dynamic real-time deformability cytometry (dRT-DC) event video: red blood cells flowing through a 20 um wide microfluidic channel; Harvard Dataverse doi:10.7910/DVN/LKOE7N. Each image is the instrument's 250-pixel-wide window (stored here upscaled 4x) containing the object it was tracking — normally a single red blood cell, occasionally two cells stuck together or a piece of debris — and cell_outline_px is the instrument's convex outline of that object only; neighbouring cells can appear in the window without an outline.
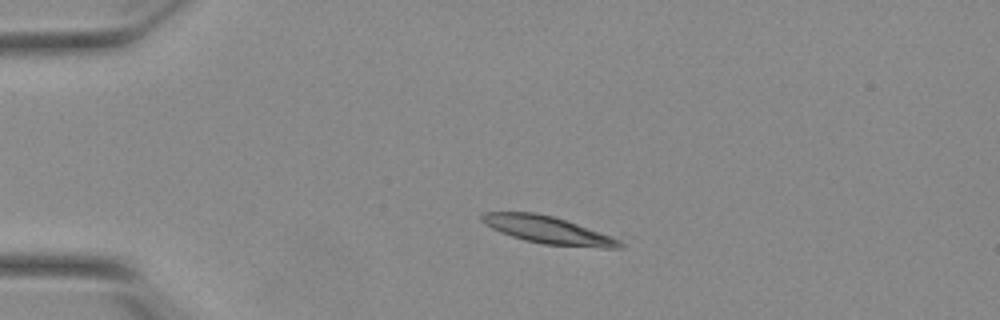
{"species": "Egyptian fruit bat (a non-hibernating species)", "species_latin": "Rousettus aegyptiacus", "temperature_condition": "warm", "stored_images_in_passage": 52, "camera_frame_rate_fps": 3000, "um_per_image_px": 0.085, "animal": {"sex": "female"}, "frame": {"image": 1, "passage_image": 11, "time_ms": 3.333, "image_size_px": [1000, 320], "cell_outline_px": [[624, 248], [604, 248], [544, 244], [524, 240], [500, 232], [484, 224], [480, 220], [480, 216], [484, 212], [536, 212], [552, 216], [576, 224], [620, 240], [624, 244]], "centroid_in_image_um": [46.52, 19.55], "position_along_channel_um": 38.5, "area_um2": 21.68}}
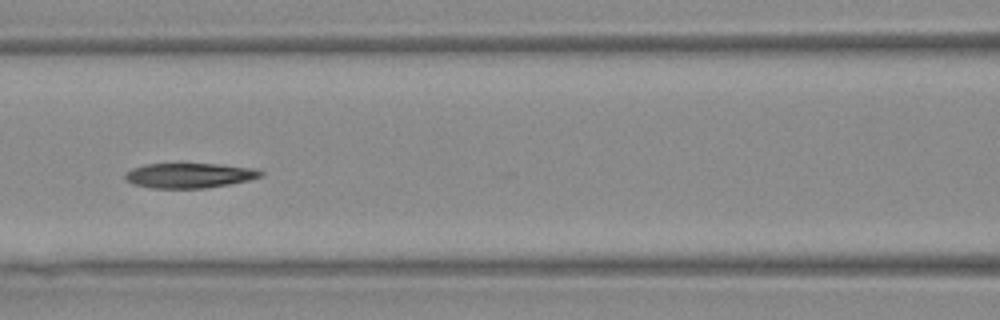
{"frame": {"image": 2, "passage_image": 23, "time_ms": 7.333, "image_size_px": [1000, 320], "cell_outline_px": [[264, 176], [248, 180], [228, 184], [204, 188], [152, 188], [132, 184], [124, 180], [124, 172], [132, 168], [144, 164], [220, 164], [256, 168], [264, 172]], "centroid_in_image_um": [16.07, 14.91], "position_along_channel_um": 150.5, "area_um2": 19.88}}
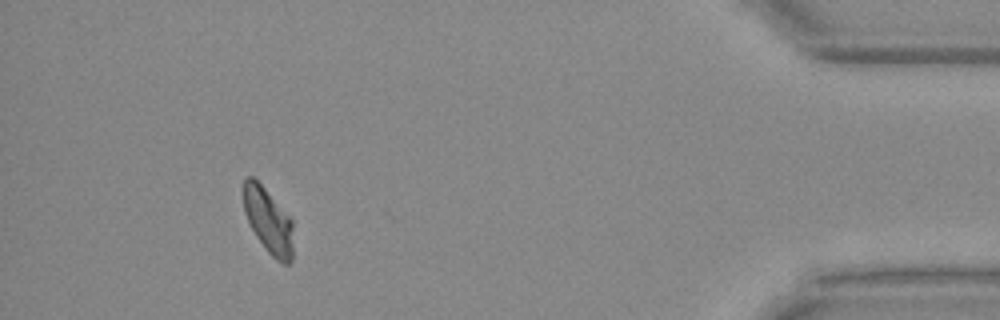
{"frame": {"image": 3, "passage_image": 48, "time_ms": 15.667, "image_size_px": [1000, 320], "cell_outline_px": [[292, 260], [288, 264], [284, 264], [276, 260], [268, 252], [256, 236], [244, 212], [244, 180], [248, 176], [252, 176], [264, 188], [292, 220]], "centroid_in_image_um": [22.81, 18.79], "position_along_channel_um": 412.4, "area_um2": 18.44}, "authors_computed_cell_mechanics": {"area_um2": 20.808, "velocity_mm_per_s": 3.8301, "shape_relaxation_time_tau1_ms": 7.738, "shape_relaxation_time_tau2_ms": 7.0749, "deformation_change_tau1": 0.2173, "deformation_change_tau2": 0.1079}}